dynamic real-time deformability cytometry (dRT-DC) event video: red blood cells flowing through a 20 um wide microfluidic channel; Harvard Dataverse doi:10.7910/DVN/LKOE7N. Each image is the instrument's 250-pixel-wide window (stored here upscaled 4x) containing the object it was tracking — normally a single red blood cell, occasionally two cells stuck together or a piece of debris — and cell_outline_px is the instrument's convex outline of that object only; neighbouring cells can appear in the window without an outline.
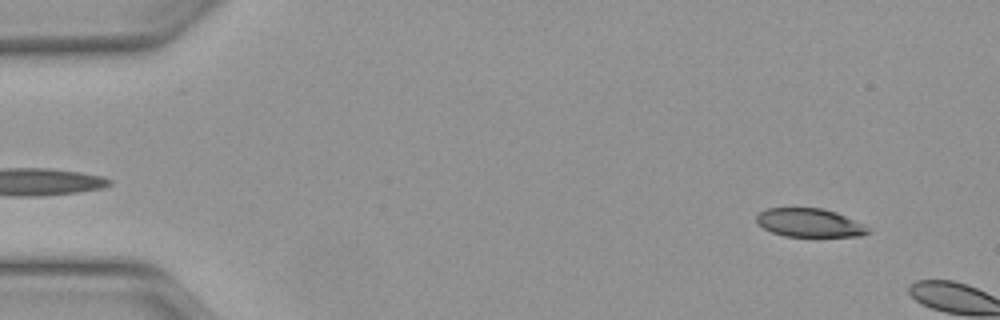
{"species": "Egyptian fruit bat (a non-hibernating species)", "species_latin": "Rousettus aegyptiacus", "temperature_condition": "warm", "stored_images_in_passage": 7, "camera_frame_rate_fps": 3000, "um_per_image_px": 0.085, "animal": {"sex": "female"}, "frame": {"image": 1, "passage_image": 4, "time_ms": 1.0, "image_size_px": [1000, 320], "cell_outline_px": [[868, 232], [860, 236], [784, 236], [772, 232], [764, 228], [756, 220], [756, 216], [760, 212], [768, 208], [824, 208], [836, 212], [868, 228]], "centroid_in_image_um": [68.75, 18.93], "position_along_channel_um": 16.2, "area_um2": 18.09}}